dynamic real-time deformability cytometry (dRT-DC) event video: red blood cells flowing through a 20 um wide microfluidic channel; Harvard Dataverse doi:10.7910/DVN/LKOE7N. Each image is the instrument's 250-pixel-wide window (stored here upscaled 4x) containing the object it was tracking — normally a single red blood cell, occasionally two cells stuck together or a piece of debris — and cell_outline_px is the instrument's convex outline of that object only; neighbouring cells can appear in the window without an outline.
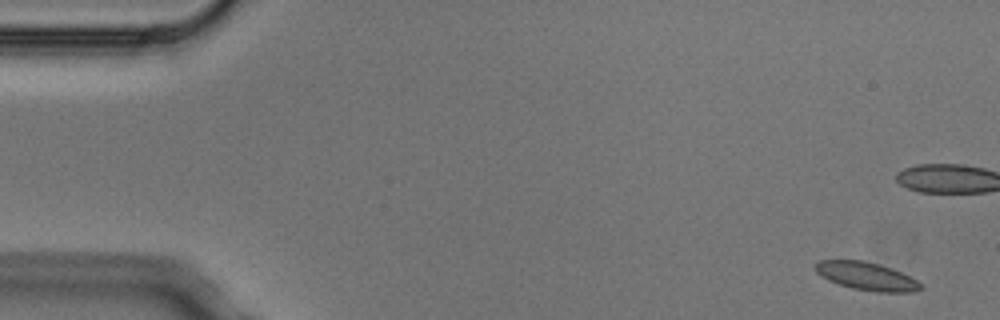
{"species": "Egyptian fruit bat (a non-hibernating species)", "species_latin": "Rousettus aegyptiacus", "temperature_condition": "cold", "stored_images_in_passage": 7, "camera_frame_rate_fps": 3000, "um_per_image_px": 0.085, "animal": {"sex": "male"}, "frame": {"image": 1, "passage_image": 1, "time_ms": 0.0, "image_size_px": [1000, 320], "cell_outline_px": [[924, 288], [916, 292], [876, 292], [852, 288], [828, 280], [820, 276], [812, 268], [812, 264], [820, 260], [864, 260], [880, 264], [892, 268], [916, 280]], "centroid_in_image_um": [73.61, 23.46], "position_along_channel_um": 11.4, "area_um2": 17.4}}
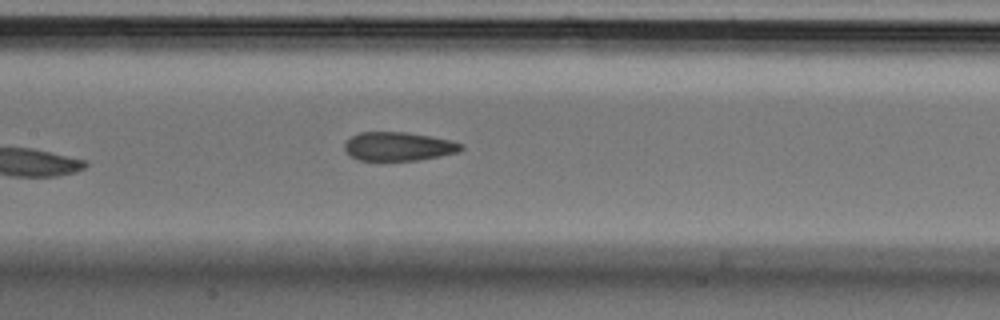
{"frame": {"image": 2, "passage_image": 7, "time_ms": 2.0, "image_size_px": [1000, 320], "cell_outline_px": [[464, 148], [460, 152], [420, 160], [384, 164], [380, 164], [356, 160], [348, 156], [344, 152], [344, 144], [352, 136], [360, 132], [408, 132], [432, 136], [452, 140], [464, 144]], "centroid_in_image_um": [33.84, 12.51], "position_along_channel_um": 173.6, "area_um2": 20.87}}